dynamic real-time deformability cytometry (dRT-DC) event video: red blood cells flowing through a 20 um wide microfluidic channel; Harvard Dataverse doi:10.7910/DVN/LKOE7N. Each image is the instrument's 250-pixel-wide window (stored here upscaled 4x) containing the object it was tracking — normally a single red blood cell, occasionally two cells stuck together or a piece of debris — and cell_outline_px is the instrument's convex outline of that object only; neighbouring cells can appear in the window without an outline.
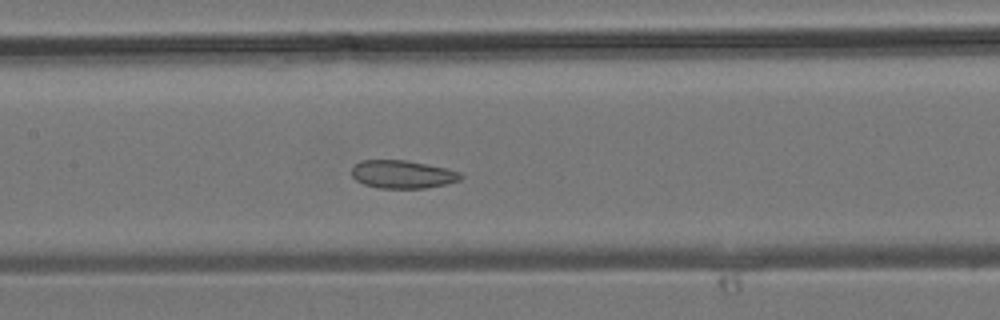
{"species": "common noctule bat (a hibernating species)", "species_latin": "Nyctalus noctula", "temperature_condition": "room temperature", "stored_images_in_passage": 36, "camera_frame_rate_fps": 3000, "um_per_image_px": 0.085, "animal": {"sex": "male", "body_mass_g": 19.2, "forearm_length_mm": 51.8}, "frame": {"image": 1, "passage_image": 17, "time_ms": 5.333, "image_size_px": [1000, 320], "cell_outline_px": [[464, 176], [460, 180], [444, 184], [424, 188], [380, 188], [364, 184], [356, 180], [352, 176], [352, 168], [360, 160], [408, 160], [444, 168], [460, 172]], "centroid_in_image_um": [34.2, 14.81], "position_along_channel_um": 173.2, "area_um2": 17.69}}
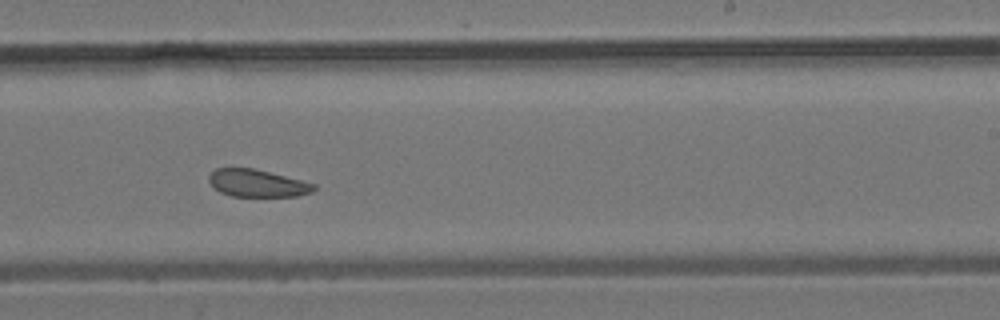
{"frame": {"image": 2, "passage_image": 22, "time_ms": 7.0, "image_size_px": [1000, 320], "cell_outline_px": [[316, 188], [312, 192], [296, 196], [232, 196], [220, 192], [208, 180], [208, 176], [216, 168], [252, 168], [316, 184]], "centroid_in_image_um": [21.86, 15.58], "position_along_channel_um": 267.1, "area_um2": 16.47}}
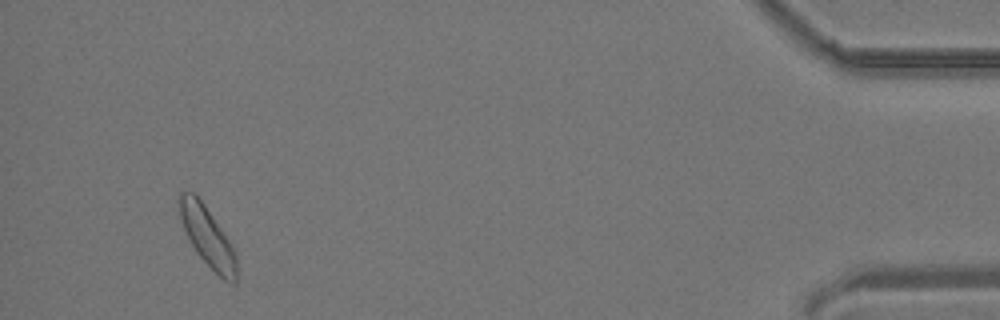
{"frame": {"image": 3, "passage_image": 34, "time_ms": 11.0, "image_size_px": [1000, 320], "cell_outline_px": [[236, 284], [224, 280], [196, 252], [180, 220], [176, 200], [180, 192], [192, 192], [204, 204], [232, 244], [236, 256]], "centroid_in_image_um": [17.61, 20.07], "position_along_channel_um": 417.6, "area_um2": 19.59}}